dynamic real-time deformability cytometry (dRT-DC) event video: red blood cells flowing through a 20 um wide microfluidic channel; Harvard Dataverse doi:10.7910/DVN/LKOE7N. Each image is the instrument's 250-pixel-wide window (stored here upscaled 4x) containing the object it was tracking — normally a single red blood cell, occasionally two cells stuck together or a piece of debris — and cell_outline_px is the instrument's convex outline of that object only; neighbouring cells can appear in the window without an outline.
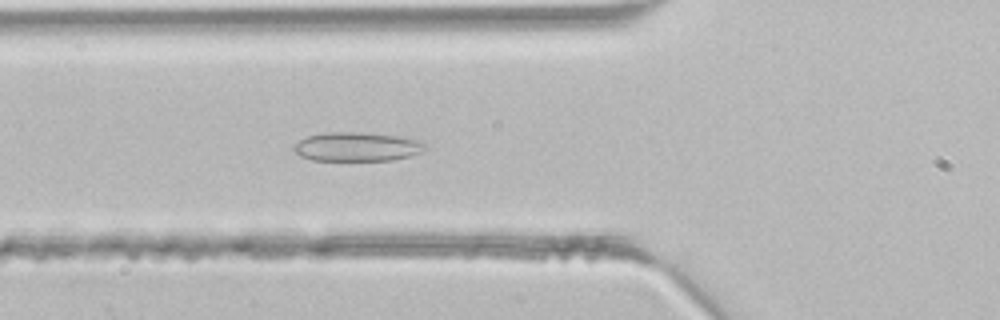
{"species": "common noctule bat (a hibernating species)", "species_latin": "Nyctalus noctula", "temperature_condition": "room temperature", "stored_images_in_passage": 36, "camera_frame_rate_fps": 3000, "um_per_image_px": 0.085, "animal": {"sex": "male", "body_mass_g": 21.5, "forearm_length_mm": 52.0}, "frame": {"image": 1, "passage_image": 11, "time_ms": 3.333, "image_size_px": [1000, 320], "cell_outline_px": [[428, 144], [420, 152], [412, 156], [392, 160], [312, 160], [300, 156], [292, 148], [300, 140], [308, 136], [328, 132], [360, 132], [400, 136], [424, 140]], "centroid_in_image_um": [30.41, 12.47], "position_along_channel_um": 95.4, "area_um2": 22.31}}
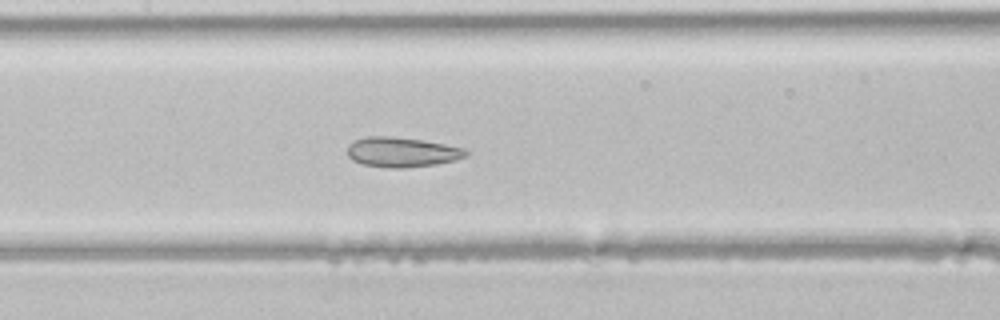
{"frame": {"image": 2, "passage_image": 16, "time_ms": 5.0, "image_size_px": [1000, 320], "cell_outline_px": [[468, 156], [456, 160], [436, 164], [404, 168], [388, 168], [360, 164], [352, 160], [348, 156], [348, 144], [352, 140], [364, 136], [388, 136], [424, 140], [464, 148], [468, 152]], "centroid_in_image_um": [34.13, 12.93], "position_along_channel_um": 173.3, "area_um2": 20.92}}
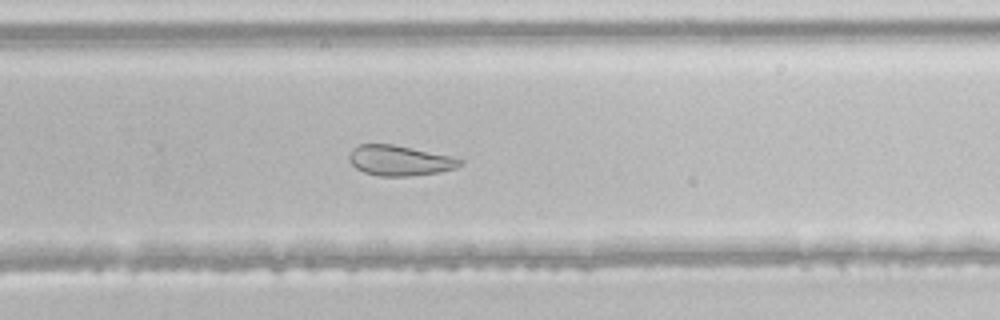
{"frame": {"image": 3, "passage_image": 24, "time_ms": 7.667, "image_size_px": [1000, 320], "cell_outline_px": [[464, 164], [456, 168], [436, 172], [412, 176], [376, 176], [364, 172], [356, 168], [348, 160], [348, 156], [352, 148], [360, 144], [392, 144], [448, 156], [464, 160]], "centroid_in_image_um": [33.93, 13.65], "position_along_channel_um": 295.9, "area_um2": 19.42}}